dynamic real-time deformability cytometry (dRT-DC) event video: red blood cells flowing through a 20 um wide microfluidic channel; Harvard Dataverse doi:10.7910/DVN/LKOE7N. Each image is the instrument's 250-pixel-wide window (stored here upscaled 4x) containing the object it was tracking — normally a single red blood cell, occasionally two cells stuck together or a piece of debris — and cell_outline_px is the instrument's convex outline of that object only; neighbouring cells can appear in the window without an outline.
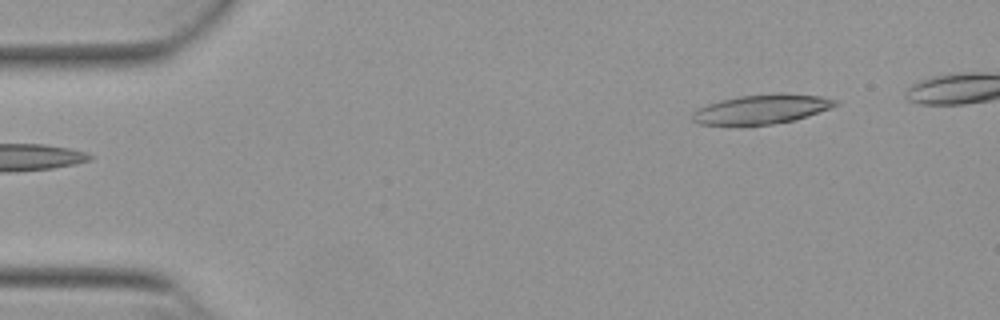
{"species": "Egyptian fruit bat (a non-hibernating species)", "species_latin": "Rousettus aegyptiacus", "temperature_condition": "warm", "stored_images_in_passage": 43, "camera_frame_rate_fps": 3000, "um_per_image_px": 0.085, "animal": {"sex": "female"}, "frame": {"image": 1, "passage_image": 1, "time_ms": 0.0, "image_size_px": [1000, 320], "cell_outline_px": [[840, 104], [808, 116], [792, 120], [772, 124], [700, 124], [692, 120], [692, 112], [696, 108], [720, 100], [740, 96], [776, 92], [780, 92], [820, 96], [840, 100]], "centroid_in_image_um": [64.78, 9.25], "position_along_channel_um": 20.2, "area_um2": 24.45}}
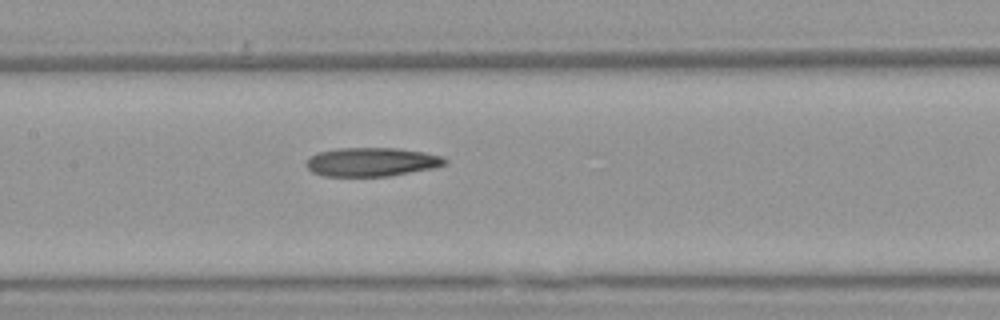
{"frame": {"image": 2, "passage_image": 20, "time_ms": 6.333, "image_size_px": [1000, 320], "cell_outline_px": [[448, 164], [436, 168], [388, 176], [324, 176], [312, 172], [304, 164], [316, 152], [336, 148], [396, 148], [424, 152], [444, 156], [448, 160]], "centroid_in_image_um": [31.64, 13.76], "position_along_channel_um": 175.8, "area_um2": 23.52}}
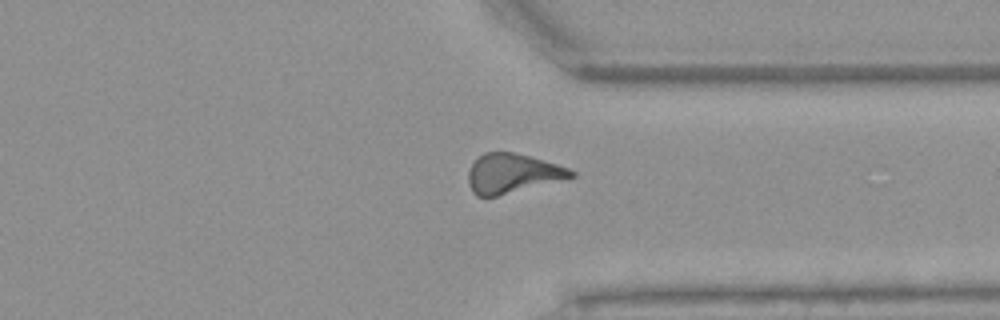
{"frame": {"image": 3, "passage_image": 35, "time_ms": 11.333, "image_size_px": [1000, 320], "cell_outline_px": [[576, 176], [496, 196], [476, 196], [472, 192], [468, 184], [468, 172], [472, 164], [484, 152], [512, 152], [544, 160], [568, 168], [576, 172]], "centroid_in_image_um": [43.52, 14.74], "position_along_channel_um": 367.9, "area_um2": 23.24}}